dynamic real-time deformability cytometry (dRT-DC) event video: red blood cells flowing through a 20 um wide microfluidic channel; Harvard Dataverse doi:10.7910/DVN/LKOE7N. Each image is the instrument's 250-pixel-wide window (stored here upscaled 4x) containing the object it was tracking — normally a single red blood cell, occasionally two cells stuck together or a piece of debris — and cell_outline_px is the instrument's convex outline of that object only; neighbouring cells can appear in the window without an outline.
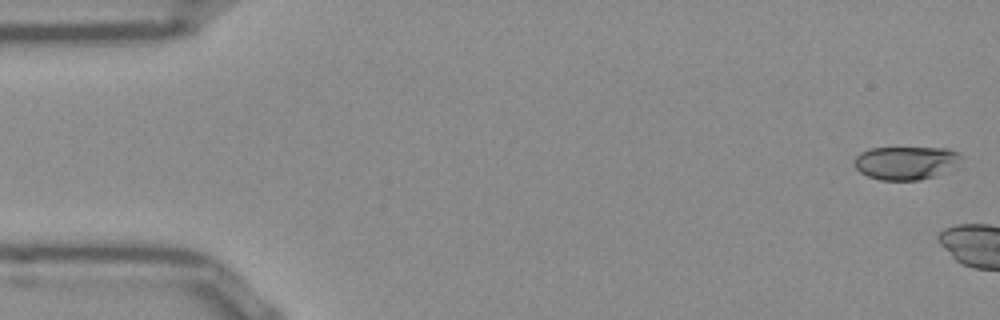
{"species": "Egyptian fruit bat (a non-hibernating species)", "species_latin": "Rousettus aegyptiacus", "temperature_condition": "room temperature", "stored_images_in_passage": 4, "camera_frame_rate_fps": 3000, "um_per_image_px": 0.085, "frame": {"image": 1, "passage_image": 1, "time_ms": 0.0, "image_size_px": [1000, 320], "cell_outline_px": [[964, 156], [960, 168], [936, 176], [920, 180], [880, 180], [868, 176], [860, 172], [852, 164], [852, 160], [860, 152], [868, 148], [948, 148], [960, 152]], "centroid_in_image_um": [77.09, 13.84], "position_along_channel_um": 7.9, "area_um2": 21.62}}